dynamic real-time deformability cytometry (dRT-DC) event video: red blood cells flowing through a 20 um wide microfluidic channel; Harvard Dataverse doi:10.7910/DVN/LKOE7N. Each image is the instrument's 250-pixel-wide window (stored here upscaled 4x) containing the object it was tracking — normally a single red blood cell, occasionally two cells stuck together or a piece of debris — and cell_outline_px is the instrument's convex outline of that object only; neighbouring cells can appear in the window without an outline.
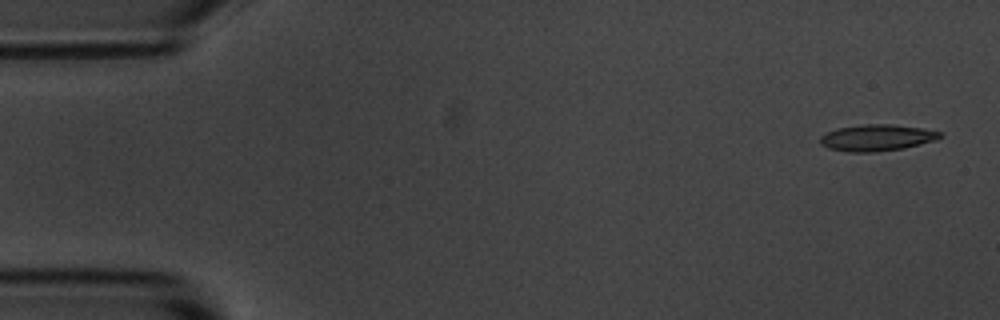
{"species": "common noctule bat (a hibernating species)", "species_latin": "Nyctalus noctula", "temperature_condition": "room temperature", "stored_images_in_passage": 5, "camera_frame_rate_fps": 3000, "um_per_image_px": 0.085, "animal": {"sex": "male", "body_mass_g": 20.1, "forearm_length_mm": 53.5}, "frame": {"image": 1, "passage_image": 1, "time_ms": 0.0, "image_size_px": [1000, 320], "cell_outline_px": [[944, 132], [936, 140], [904, 148], [872, 152], [848, 152], [828, 148], [820, 144], [820, 136], [836, 128], [864, 124], [892, 124], [920, 128]], "centroid_in_image_um": [74.51, 11.7], "position_along_channel_um": 10.5, "area_um2": 18.44}}
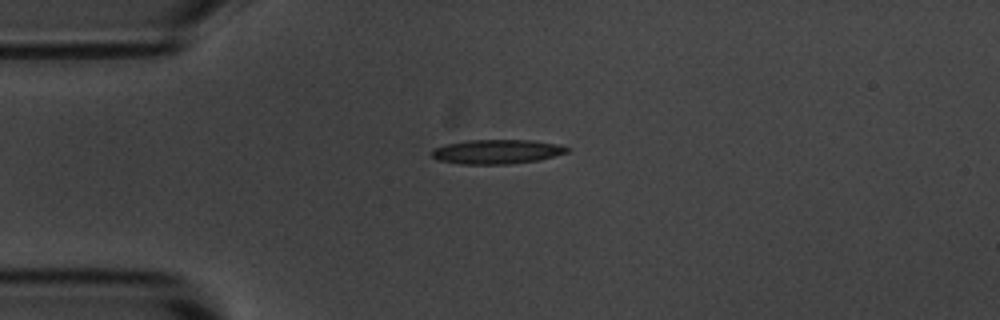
{"frame": {"image": 2, "passage_image": 3, "time_ms": 3.667, "image_size_px": [1000, 320], "cell_outline_px": [[568, 152], [540, 160], [512, 164], [460, 164], [436, 160], [432, 156], [432, 148], [444, 144], [468, 140], [532, 140], [560, 144], [568, 148]], "centroid_in_image_um": [42.21, 12.89], "position_along_channel_um": 42.8, "area_um2": 19.42}}